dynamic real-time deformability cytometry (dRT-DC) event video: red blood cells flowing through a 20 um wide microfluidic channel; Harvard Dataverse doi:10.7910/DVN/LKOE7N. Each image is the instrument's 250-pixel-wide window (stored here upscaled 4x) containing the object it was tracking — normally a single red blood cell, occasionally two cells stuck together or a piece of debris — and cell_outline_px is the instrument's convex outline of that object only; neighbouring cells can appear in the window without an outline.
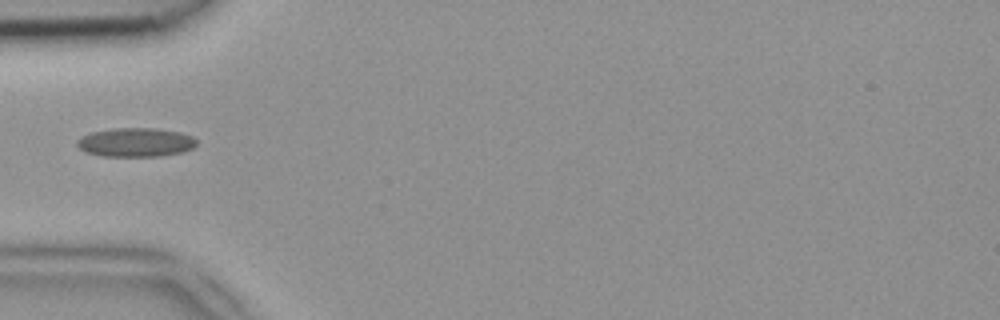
{"species": "common noctule bat (a hibernating species)", "species_latin": "Nyctalus noctula", "temperature_condition": "room temperature", "stored_images_in_passage": 22, "camera_frame_rate_fps": 3000, "um_per_image_px": 0.085, "animal": {"sex": "female", "body_mass_g": 18.4}, "frame": {"image": 1, "passage_image": 1, "time_ms": 0.0, "image_size_px": [1000, 320], "cell_outline_px": [[196, 144], [192, 148], [184, 152], [160, 156], [100, 156], [84, 152], [76, 144], [76, 140], [92, 132], [112, 128], [152, 128], [180, 132], [192, 136], [196, 140]], "centroid_in_image_um": [11.52, 12.1], "position_along_channel_um": 73.5, "area_um2": 20.17}}